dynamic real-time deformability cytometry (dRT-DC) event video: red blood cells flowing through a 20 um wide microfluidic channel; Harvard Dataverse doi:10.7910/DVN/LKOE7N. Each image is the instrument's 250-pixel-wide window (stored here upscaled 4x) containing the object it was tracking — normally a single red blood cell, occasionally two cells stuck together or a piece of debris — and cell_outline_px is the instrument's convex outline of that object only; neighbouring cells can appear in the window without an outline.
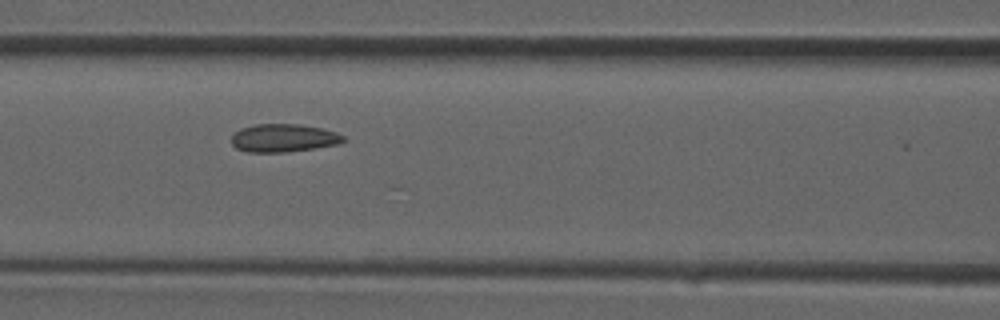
{"species": "common noctule bat (a hibernating species)", "species_latin": "Nyctalus noctula", "temperature_condition": "room temperature", "stored_images_in_passage": 19, "camera_frame_rate_fps": 3000, "um_per_image_px": 0.085, "animal": {"sex": "male", "forearm_length_mm": 52.5}, "frame": {"image": 1, "passage_image": 16, "time_ms": 5.0, "image_size_px": [1000, 320], "cell_outline_px": [[344, 140], [340, 144], [284, 152], [248, 152], [236, 148], [232, 144], [232, 136], [240, 128], [256, 124], [300, 124], [324, 128], [336, 132], [344, 136]], "centroid_in_image_um": [24.11, 11.72], "position_along_channel_um": 142.5, "area_um2": 18.26}}
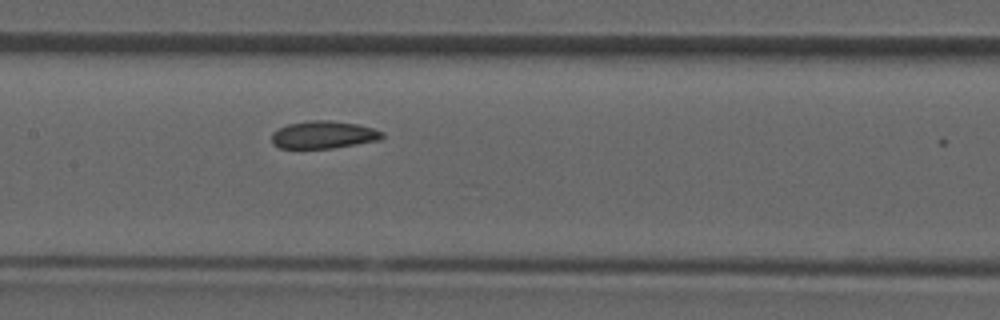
{"frame": {"image": 2, "passage_image": 18, "time_ms": 5.667, "image_size_px": [1000, 320], "cell_outline_px": [[384, 136], [380, 140], [332, 148], [280, 148], [272, 144], [272, 132], [288, 124], [308, 120], [328, 120], [356, 124], [372, 128], [384, 132]], "centroid_in_image_um": [27.49, 11.45], "position_along_channel_um": 179.9, "area_um2": 17.69}}